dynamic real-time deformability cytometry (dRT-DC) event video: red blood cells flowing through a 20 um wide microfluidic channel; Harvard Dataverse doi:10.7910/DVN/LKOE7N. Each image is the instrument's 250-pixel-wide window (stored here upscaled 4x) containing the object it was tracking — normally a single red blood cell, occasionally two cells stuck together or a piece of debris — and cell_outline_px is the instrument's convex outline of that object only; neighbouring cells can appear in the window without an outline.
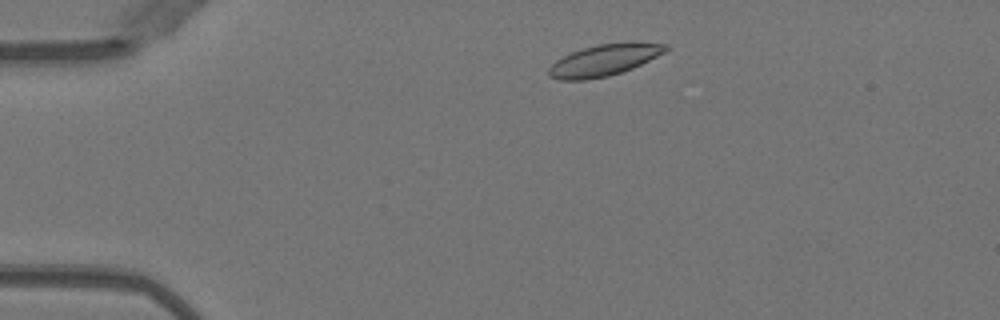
{"species": "Egyptian fruit bat (a non-hibernating species)", "species_latin": "Rousettus aegyptiacus", "temperature_condition": "warm", "stored_images_in_passage": 42, "camera_frame_rate_fps": 3000, "um_per_image_px": 0.085, "animal": {"sex": "female"}, "frame": {"image": 1, "passage_image": 1, "time_ms": 0.0, "image_size_px": [1000, 320], "cell_outline_px": [[668, 48], [664, 52], [632, 68], [608, 76], [584, 80], [560, 80], [548, 76], [548, 68], [556, 60], [572, 52], [596, 44], [632, 40], [668, 44]], "centroid_in_image_um": [51.36, 5.08], "position_along_channel_um": 33.6, "area_um2": 21.62}}
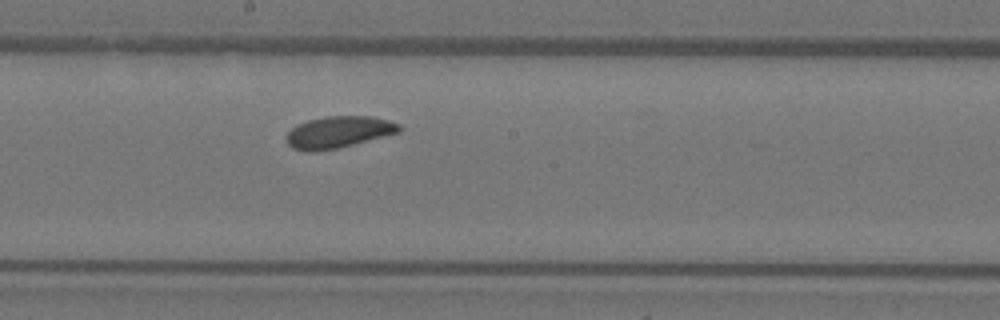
{"frame": {"image": 2, "passage_image": 19, "time_ms": 6.0, "image_size_px": [1000, 320], "cell_outline_px": [[400, 132], [336, 148], [316, 152], [308, 152], [292, 148], [288, 144], [288, 132], [296, 124], [308, 120], [324, 116], [372, 116], [388, 120], [400, 124]], "centroid_in_image_um": [28.76, 11.22], "position_along_channel_um": 219.4, "area_um2": 20.69}}
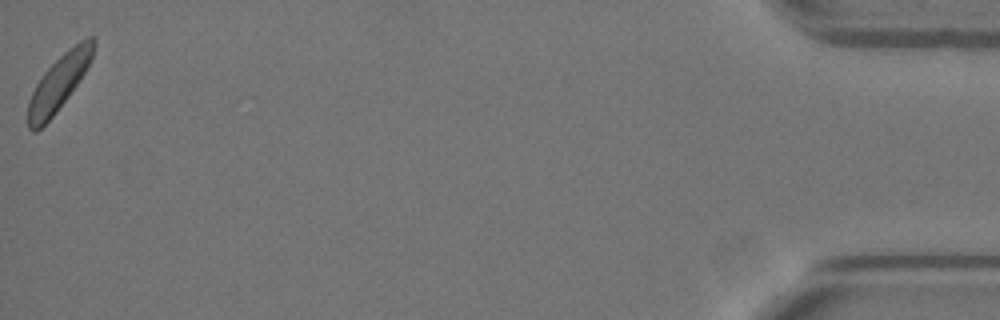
{"frame": {"image": 3, "passage_image": 42, "time_ms": 13.667, "image_size_px": [1000, 320], "cell_outline_px": [[96, 44], [92, 60], [68, 96], [56, 112], [36, 132], [32, 132], [28, 128], [28, 100], [36, 84], [44, 72], [64, 52], [80, 40], [88, 36], [92, 36], [96, 40]], "centroid_in_image_um": [5.01, 7.0], "position_along_channel_um": 430.2, "area_um2": 20.81}, "authors_computed_cell_mechanics": {"area_um2": 21.0103, "velocity_mm_per_s": 3.9611, "shape_relaxation_time_tau1_ms": 2.4399, "shape_relaxation_time_tau2_ms": null, "deformation_change_tau1": 0.0949, "deformation_change_tau2": null}}